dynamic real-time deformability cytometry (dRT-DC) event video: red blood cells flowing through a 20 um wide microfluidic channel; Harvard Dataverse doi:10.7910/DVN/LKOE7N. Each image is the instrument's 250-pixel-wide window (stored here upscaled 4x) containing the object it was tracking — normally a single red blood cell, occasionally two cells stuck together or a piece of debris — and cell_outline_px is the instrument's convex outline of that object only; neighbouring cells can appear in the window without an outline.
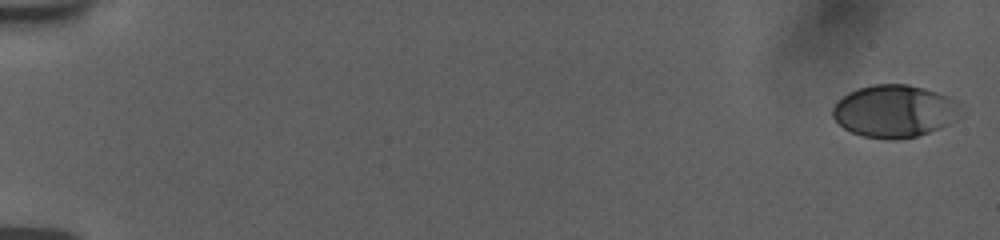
{"species": "human", "species_latin": "Homo sapiens", "temperature_condition": "room temperature", "stored_images_in_passage": 9, "camera_frame_rate_fps": 3000, "um_per_image_px": 0.085, "donor": {"sex": "female"}, "frame": {"image": 1, "passage_image": 1, "time_ms": 0.0, "image_size_px": [1000, 240], "cell_outline_px": [[964, 116], [940, 128], [916, 136], [896, 140], [884, 140], [864, 136], [852, 132], [844, 128], [832, 116], [832, 108], [848, 92], [872, 84], [908, 84], [924, 88], [952, 96], [960, 104]], "centroid_in_image_um": [76.11, 9.45], "position_along_channel_um": 8.9, "area_um2": 39.59}}
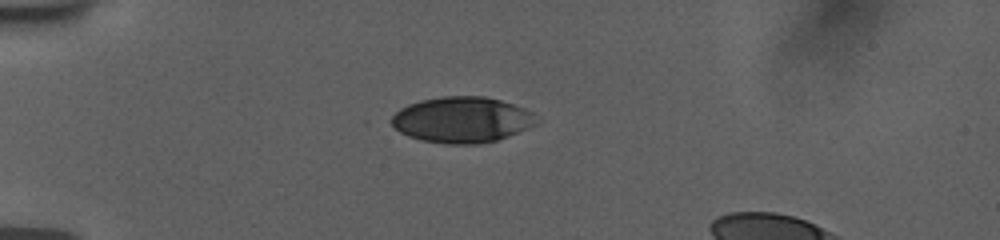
{"frame": {"image": 2, "passage_image": 7, "time_ms": 5.0, "image_size_px": [1000, 240], "cell_outline_px": [[540, 124], [508, 136], [496, 140], [480, 144], [448, 144], [420, 140], [408, 136], [400, 132], [392, 124], [392, 116], [400, 108], [408, 104], [420, 100], [444, 96], [484, 96], [500, 100], [524, 108], [532, 112], [540, 120]], "centroid_in_image_um": [39.3, 10.18], "position_along_channel_um": 45.7, "area_um2": 38.96}}
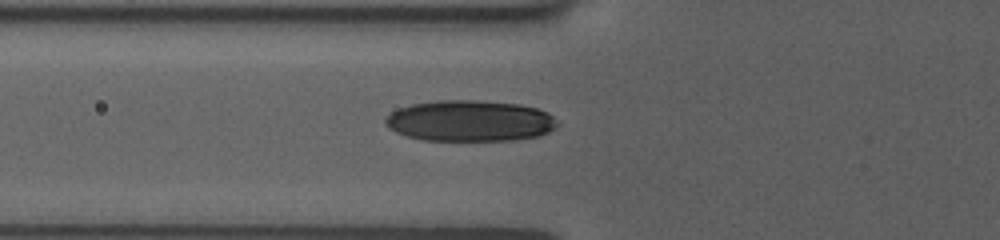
{"frame": {"image": 3, "passage_image": 9, "time_ms": 7.0, "image_size_px": [1000, 240], "cell_outline_px": [[560, 124], [548, 132], [540, 136], [512, 140], [424, 140], [408, 136], [396, 132], [388, 128], [384, 124], [384, 120], [396, 108], [412, 104], [436, 100], [476, 100], [520, 104], [536, 108], [548, 112]], "centroid_in_image_um": [39.94, 10.27], "position_along_channel_um": 85.9, "area_um2": 41.33}}